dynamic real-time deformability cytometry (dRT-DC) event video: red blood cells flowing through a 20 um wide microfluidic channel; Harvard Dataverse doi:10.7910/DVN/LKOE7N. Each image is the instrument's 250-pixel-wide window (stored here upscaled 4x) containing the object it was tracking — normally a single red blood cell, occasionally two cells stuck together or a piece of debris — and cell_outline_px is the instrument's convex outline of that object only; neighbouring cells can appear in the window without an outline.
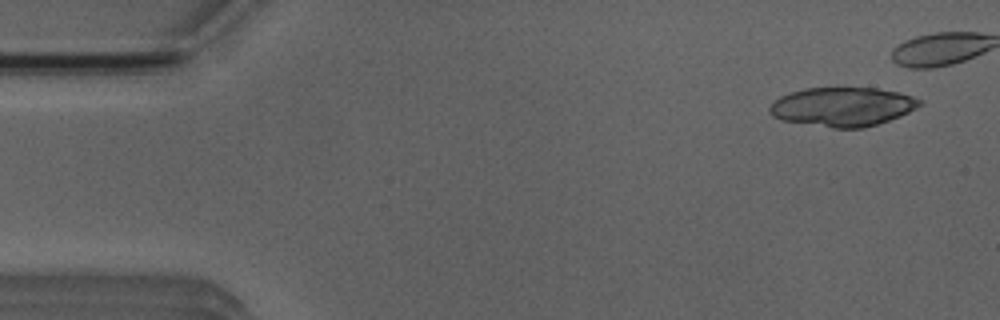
{"species": "Egyptian fruit bat (a non-hibernating species)", "species_latin": "Rousettus aegyptiacus", "temperature_condition": "room temperature", "stored_images_in_passage": 8, "camera_frame_rate_fps": 3000, "um_per_image_px": 0.085, "animal": {"sex": "male"}, "frame": {"image": 1, "passage_image": 1, "time_ms": 0.0, "image_size_px": [1000, 320], "cell_outline_px": [[924, 104], [900, 116], [864, 128], [832, 128], [780, 120], [772, 116], [768, 112], [768, 108], [780, 96], [792, 92], [808, 88], [876, 88], [900, 92], [924, 100]], "centroid_in_image_um": [71.64, 9.08], "position_along_channel_um": 13.4, "area_um2": 34.22}}
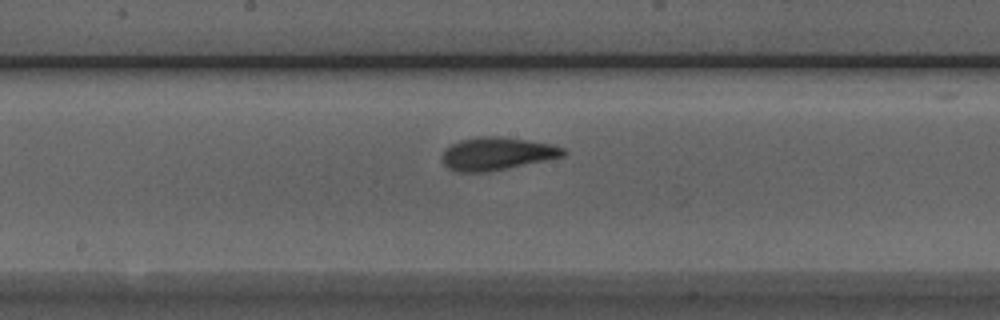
{"frame": {"image": 2, "passage_image": 8, "time_ms": 9.0, "image_size_px": [1000, 320], "cell_outline_px": [[568, 152], [564, 156], [488, 172], [456, 172], [448, 168], [440, 160], [444, 148], [460, 140], [480, 136], [500, 136], [528, 140], [552, 144], [564, 148]], "centroid_in_image_um": [42.2, 13.06], "position_along_channel_um": 206.0, "area_um2": 23.35}}